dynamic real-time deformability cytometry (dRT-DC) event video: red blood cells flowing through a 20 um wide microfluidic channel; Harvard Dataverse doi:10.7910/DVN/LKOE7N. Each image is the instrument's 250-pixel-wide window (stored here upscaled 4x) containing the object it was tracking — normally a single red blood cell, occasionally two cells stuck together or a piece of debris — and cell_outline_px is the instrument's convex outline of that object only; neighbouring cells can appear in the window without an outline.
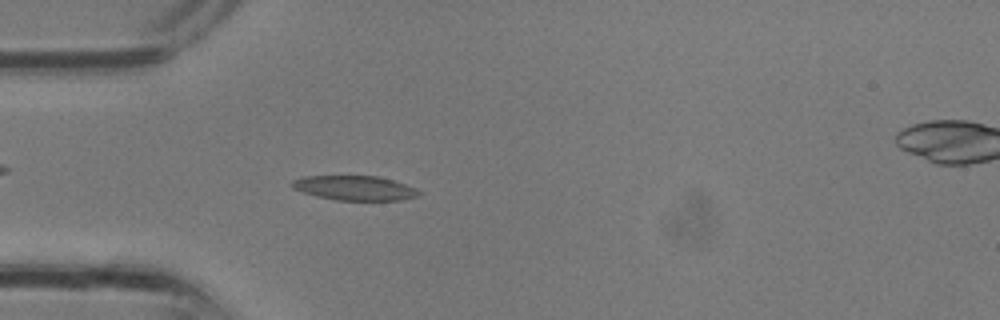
{"species": "common noctule bat (a hibernating species)", "species_latin": "Nyctalus noctula", "temperature_condition": "room temperature", "stored_images_in_passage": 31, "camera_frame_rate_fps": 3000, "um_per_image_px": 0.085, "animal": {"sex": "male", "body_mass_g": 13.3}, "frame": {"image": 1, "passage_image": 9, "time_ms": 2.667, "image_size_px": [1000, 320], "cell_outline_px": [[420, 192], [416, 196], [400, 200], [336, 200], [316, 196], [292, 188], [292, 180], [304, 176], [376, 176], [392, 180], [416, 188]], "centroid_in_image_um": [30.12, 15.98], "position_along_channel_um": 54.9, "area_um2": 17.92}}
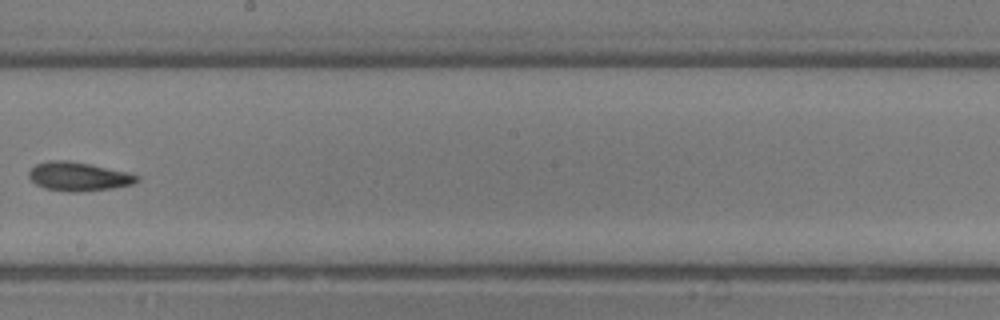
{"frame": {"image": 2, "passage_image": 18, "time_ms": 5.667, "image_size_px": [1000, 320], "cell_outline_px": [[140, 180], [132, 184], [112, 188], [80, 192], [72, 192], [44, 188], [36, 184], [28, 176], [28, 172], [36, 164], [48, 160], [68, 160], [128, 172], [140, 176]], "centroid_in_image_um": [6.67, 15.0], "position_along_channel_um": 241.5, "area_um2": 18.09}}
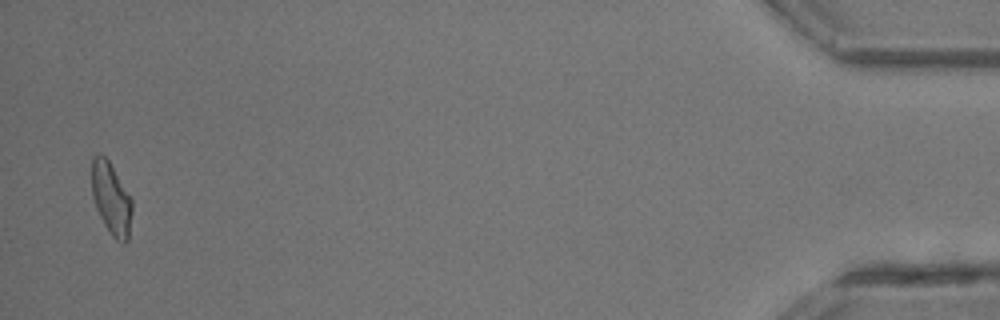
{"frame": {"image": 3, "passage_image": 31, "time_ms": 10.0, "image_size_px": [1000, 320], "cell_outline_px": [[132, 212], [128, 240], [124, 244], [116, 240], [112, 236], [104, 224], [96, 208], [92, 196], [92, 156], [96, 152], [100, 152], [108, 160], [132, 200]], "centroid_in_image_um": [9.44, 16.88], "position_along_channel_um": 425.8, "area_um2": 16.94}}